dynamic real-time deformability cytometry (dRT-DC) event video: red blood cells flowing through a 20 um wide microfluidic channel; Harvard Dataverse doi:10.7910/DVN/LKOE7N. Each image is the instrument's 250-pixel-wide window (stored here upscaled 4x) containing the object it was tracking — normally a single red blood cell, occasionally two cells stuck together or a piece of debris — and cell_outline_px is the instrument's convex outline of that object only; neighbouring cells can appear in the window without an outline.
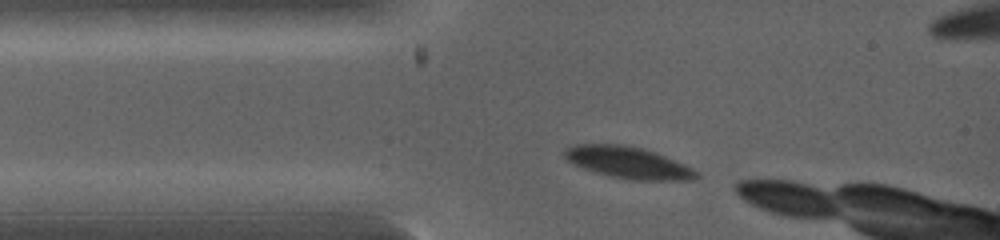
{"species": "common noctule bat (a hibernating species)", "species_latin": "Nyctalus noctula", "temperature_condition": "warm", "stored_images_in_passage": 3, "camera_frame_rate_fps": 5000, "um_per_image_px": 0.085, "animal": {"sex": "female", "body_mass_g": 19.0, "forearm_length_mm": 53.3}, "frame": {"image": 1, "passage_image": 1, "time_ms": 0.0, "image_size_px": [1000, 240], "cell_outline_px": [[700, 176], [688, 180], [632, 180], [612, 176], [596, 172], [584, 168], [568, 160], [564, 156], [564, 152], [568, 148], [576, 144], [624, 144], [644, 148], [656, 152], [684, 164], [692, 168]], "centroid_in_image_um": [53.42, 13.81], "position_along_channel_um": 31.6, "area_um2": 24.04}}